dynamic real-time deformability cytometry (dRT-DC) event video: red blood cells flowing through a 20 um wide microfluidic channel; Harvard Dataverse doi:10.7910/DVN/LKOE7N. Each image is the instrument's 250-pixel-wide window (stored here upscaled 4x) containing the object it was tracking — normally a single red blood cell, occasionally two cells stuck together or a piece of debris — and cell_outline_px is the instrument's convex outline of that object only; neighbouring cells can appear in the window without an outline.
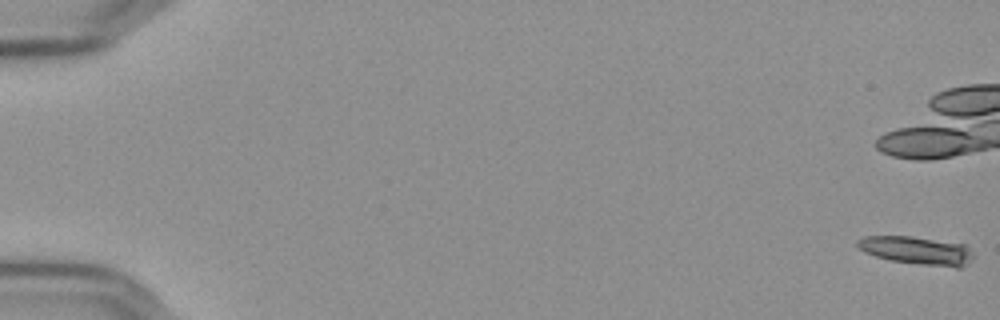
{"species": "Egyptian fruit bat (a non-hibernating species)", "species_latin": "Rousettus aegyptiacus", "temperature_condition": "cold", "stored_images_in_passage": 18, "camera_frame_rate_fps": 3000, "um_per_image_px": 0.085, "frame": {"image": 1, "passage_image": 1, "time_ms": 0.0, "image_size_px": [1000, 320], "cell_outline_px": [[972, 260], [960, 268], [956, 268], [920, 264], [888, 260], [864, 252], [856, 244], [856, 240], [864, 236], [912, 236], [968, 244], [972, 252]], "centroid_in_image_um": [77.97, 21.28], "position_along_channel_um": 7.0, "area_um2": 19.25}}